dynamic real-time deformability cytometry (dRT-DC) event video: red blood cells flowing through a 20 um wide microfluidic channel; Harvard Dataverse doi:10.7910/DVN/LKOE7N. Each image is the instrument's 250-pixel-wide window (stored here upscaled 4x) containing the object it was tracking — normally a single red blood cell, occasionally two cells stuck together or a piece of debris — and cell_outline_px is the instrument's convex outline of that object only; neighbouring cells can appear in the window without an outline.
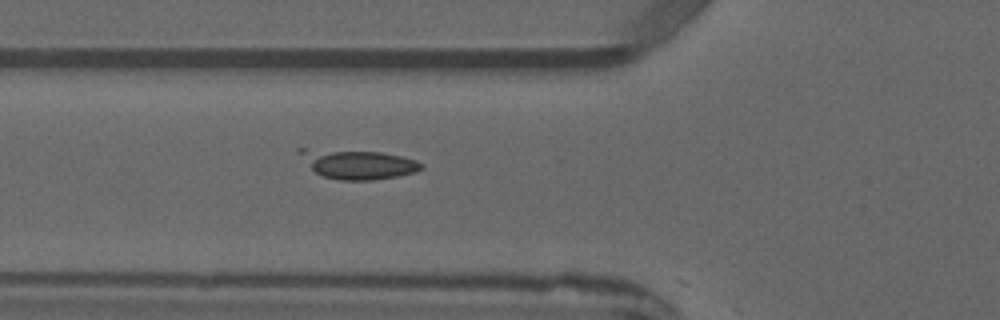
{"species": "common noctule bat (a hibernating species)", "species_latin": "Nyctalus noctula", "temperature_condition": "warm", "stored_images_in_passage": 3, "camera_frame_rate_fps": 3000, "um_per_image_px": 0.085, "animal": {"sex": "male", "forearm_length_mm": 52.5}, "frame": {"image": 1, "passage_image": 3, "time_ms": 3.667, "image_size_px": [1000, 320], "cell_outline_px": [[424, 168], [416, 172], [400, 176], [372, 180], [340, 180], [324, 176], [316, 172], [296, 152], [296, 148], [304, 148], [380, 152], [400, 156], [416, 160], [424, 164]], "centroid_in_image_um": [30.43, 13.95], "position_along_channel_um": 95.4, "area_um2": 20.81}}